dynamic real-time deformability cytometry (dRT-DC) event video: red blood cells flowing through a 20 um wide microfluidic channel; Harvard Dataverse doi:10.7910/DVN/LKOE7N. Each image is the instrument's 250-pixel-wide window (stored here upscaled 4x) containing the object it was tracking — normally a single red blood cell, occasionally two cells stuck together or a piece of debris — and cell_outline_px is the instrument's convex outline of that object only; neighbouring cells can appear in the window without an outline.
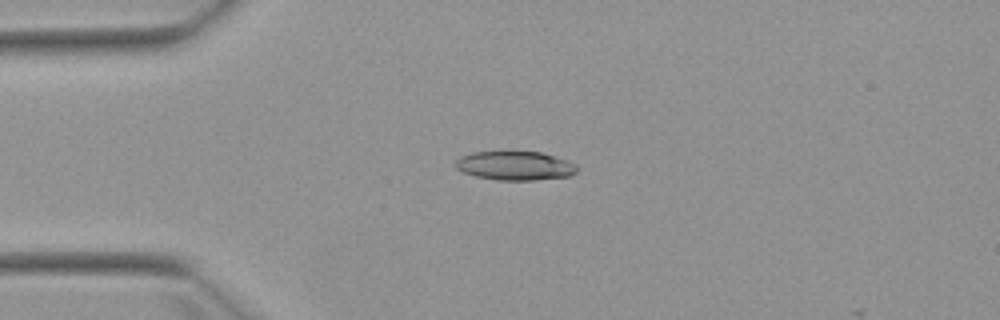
{"species": "Egyptian fruit bat (a non-hibernating species)", "species_latin": "Rousettus aegyptiacus", "temperature_condition": "warm", "stored_images_in_passage": 4, "camera_frame_rate_fps": 3000, "um_per_image_px": 0.085, "animal": {"sex": "female"}, "frame": {"image": 1, "passage_image": 3, "time_ms": 2.333, "image_size_px": [1000, 320], "cell_outline_px": [[576, 172], [568, 176], [532, 180], [496, 180], [476, 176], [464, 172], [456, 168], [456, 160], [460, 156], [472, 152], [540, 152], [576, 164]], "centroid_in_image_um": [43.73, 14.09], "position_along_channel_um": 41.3, "area_um2": 20.11}}